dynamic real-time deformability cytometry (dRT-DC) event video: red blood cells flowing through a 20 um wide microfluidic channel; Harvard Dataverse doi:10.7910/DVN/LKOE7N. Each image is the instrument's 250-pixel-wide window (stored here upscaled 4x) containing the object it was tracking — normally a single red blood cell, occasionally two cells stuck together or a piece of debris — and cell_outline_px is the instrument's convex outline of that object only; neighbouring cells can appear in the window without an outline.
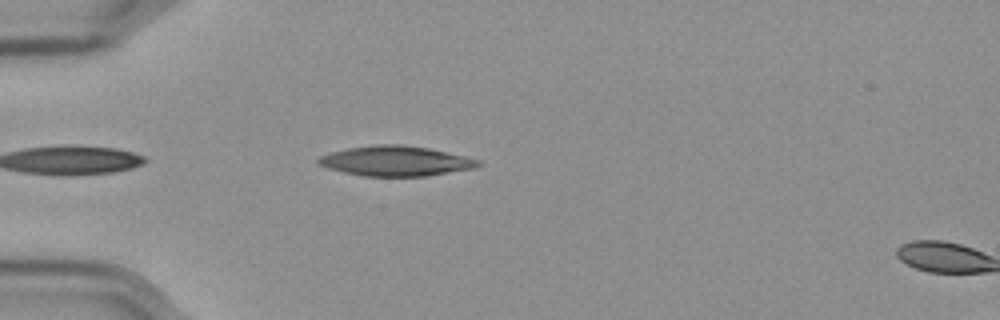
{"species": "Egyptian fruit bat (a non-hibernating species)", "species_latin": "Rousettus aegyptiacus", "temperature_condition": "cold", "stored_images_in_passage": 5, "camera_frame_rate_fps": 3000, "um_per_image_px": 0.085, "frame": {"image": 1, "passage_image": 4, "time_ms": 1.0, "image_size_px": [1000, 320], "cell_outline_px": [[484, 164], [476, 168], [424, 176], [364, 176], [344, 172], [328, 168], [320, 164], [316, 160], [320, 156], [332, 152], [348, 148], [376, 144], [400, 144], [428, 148], [464, 156], [480, 160]], "centroid_in_image_um": [33.66, 13.68], "position_along_channel_um": 51.3, "area_um2": 27.8}}